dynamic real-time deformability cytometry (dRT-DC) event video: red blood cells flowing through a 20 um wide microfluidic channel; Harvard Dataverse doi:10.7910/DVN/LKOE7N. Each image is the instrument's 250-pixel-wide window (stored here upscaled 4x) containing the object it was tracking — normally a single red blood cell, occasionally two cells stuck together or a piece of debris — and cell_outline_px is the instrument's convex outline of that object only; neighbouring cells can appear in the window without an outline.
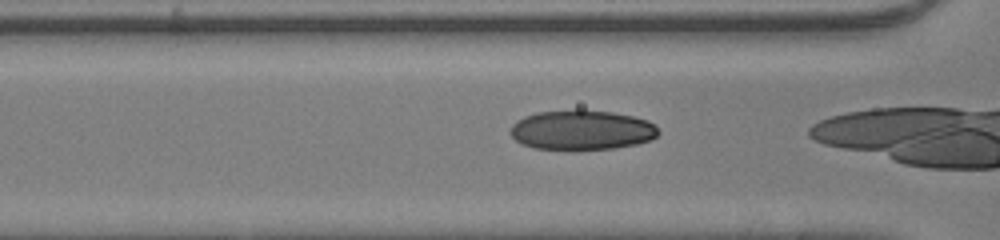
{"species": "human", "species_latin": "Homo sapiens", "temperature_condition": "room temperature", "stored_images_in_passage": 29, "camera_frame_rate_fps": 3000, "um_per_image_px": 0.085, "donor": {"sex": "male"}, "frame": {"image": 1, "passage_image": 25, "time_ms": 8.0, "image_size_px": [1000, 240], "cell_outline_px": [[660, 132], [652, 140], [636, 144], [612, 148], [572, 152], [536, 148], [520, 144], [508, 132], [512, 124], [516, 120], [524, 116], [536, 112], [576, 108], [580, 108], [612, 112], [632, 116], [648, 120]], "centroid_in_image_um": [49.39, 11.06], "position_along_channel_um": 117.2, "area_um2": 35.49}}
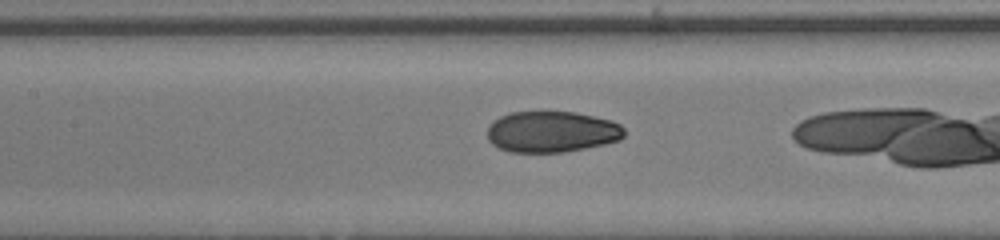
{"frame": {"image": 2, "passage_image": 28, "time_ms": 9.0, "image_size_px": [1000, 240], "cell_outline_px": [[624, 136], [620, 140], [604, 144], [564, 152], [508, 152], [492, 144], [488, 140], [488, 124], [492, 120], [500, 116], [512, 112], [576, 112], [612, 120], [620, 124], [624, 128]], "centroid_in_image_um": [46.89, 11.2], "position_along_channel_um": 160.5, "area_um2": 33.0}}